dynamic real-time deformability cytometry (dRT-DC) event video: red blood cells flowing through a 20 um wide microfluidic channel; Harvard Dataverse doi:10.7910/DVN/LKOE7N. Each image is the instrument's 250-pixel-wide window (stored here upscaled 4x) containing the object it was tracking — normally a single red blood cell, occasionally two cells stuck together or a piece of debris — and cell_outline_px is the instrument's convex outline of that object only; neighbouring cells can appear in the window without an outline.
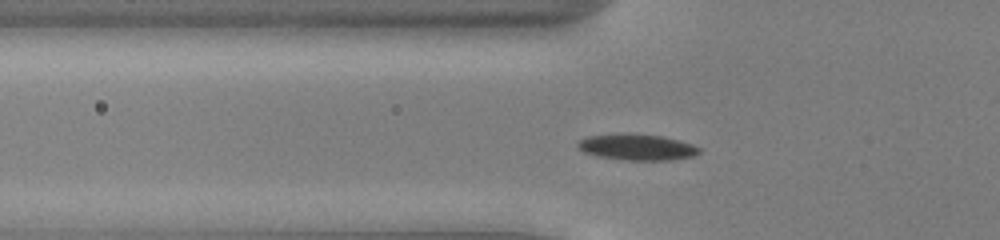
{"species": "common noctule bat (a hibernating species)", "species_latin": "Nyctalus noctula", "temperature_condition": "cold", "stored_images_in_passage": 46, "camera_frame_rate_fps": 3000, "um_per_image_px": 0.085, "animal": {"sex": "male", "body_mass_g": 13.0, "forearm_length_mm": 53.1}, "frame": {"image": 1, "passage_image": 12, "time_ms": 3.667, "image_size_px": [1000, 240], "cell_outline_px": [[700, 152], [692, 156], [672, 160], [628, 160], [596, 156], [584, 152], [576, 144], [580, 140], [588, 136], [624, 132], [628, 132], [664, 136], [680, 140], [692, 144], [700, 148]], "centroid_in_image_um": [54.15, 12.48], "position_along_channel_um": 71.7, "area_um2": 18.73}}
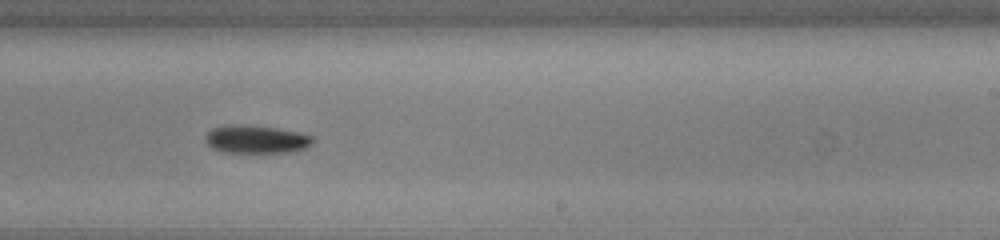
{"frame": {"image": 2, "passage_image": 27, "time_ms": 8.667, "image_size_px": [1000, 240], "cell_outline_px": [[316, 140], [312, 144], [296, 152], [224, 152], [212, 148], [204, 140], [204, 136], [212, 128], [228, 124], [276, 128], [300, 132], [312, 136]], "centroid_in_image_um": [21.79, 11.84], "position_along_channel_um": 267.2, "area_um2": 17.57}}
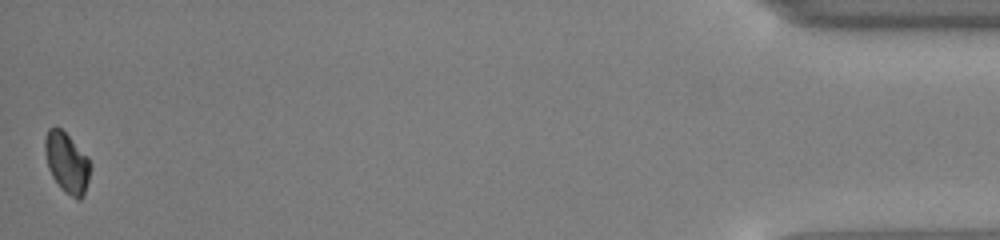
{"frame": {"image": 3, "passage_image": 46, "time_ms": 15.0, "image_size_px": [1000, 240], "cell_outline_px": [[92, 164], [84, 196], [80, 200], [76, 200], [64, 192], [60, 188], [52, 176], [48, 168], [44, 152], [44, 140], [48, 128], [60, 128], [88, 156]], "centroid_in_image_um": [5.69, 13.87], "position_along_channel_um": 429.5, "area_um2": 16.18}, "authors_computed_cell_mechanics": {"area_um2": 17.0221, "velocity_mm_per_s": 3.9298, "shape_relaxation_time_tau1_ms": 1.9261, "shape_relaxation_time_tau2_ms": null, "deformation_change_tau1": 0.0756, "deformation_change_tau2": null}}